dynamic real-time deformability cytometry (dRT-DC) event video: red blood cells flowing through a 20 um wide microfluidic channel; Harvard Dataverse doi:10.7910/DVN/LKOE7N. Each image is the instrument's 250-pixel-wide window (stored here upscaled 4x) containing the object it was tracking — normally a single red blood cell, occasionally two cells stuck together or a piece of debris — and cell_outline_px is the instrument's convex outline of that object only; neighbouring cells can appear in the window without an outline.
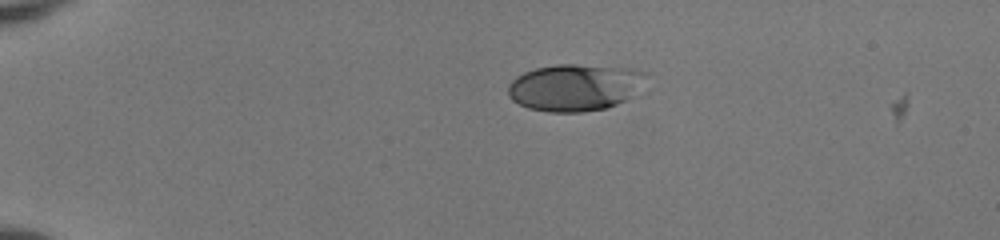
{"species": "human", "species_latin": "Homo sapiens", "temperature_condition": "room temperature", "stored_images_in_passage": 40, "camera_frame_rate_fps": 3000, "um_per_image_px": 0.085, "donor": {"sex": "female"}, "frame": {"image": 1, "passage_image": 1, "time_ms": 0.0, "image_size_px": [1000, 240], "cell_outline_px": [[648, 72], [632, 96], [616, 104], [604, 108], [584, 112], [548, 112], [528, 108], [512, 100], [508, 96], [508, 84], [516, 76], [524, 72], [536, 68], [556, 64], [576, 64], [636, 68]], "centroid_in_image_um": [48.83, 7.41], "position_along_channel_um": 36.2, "area_um2": 37.8}}
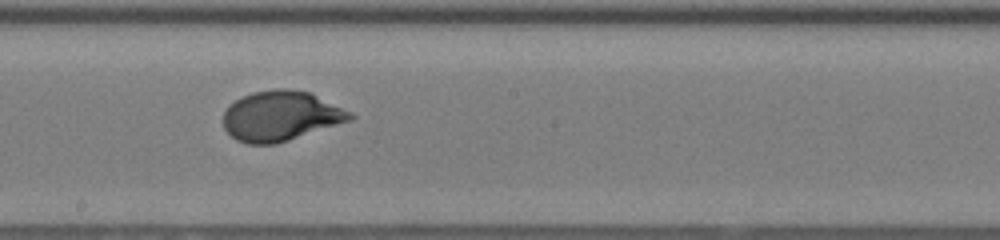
{"frame": {"image": 2, "passage_image": 20, "time_ms": 6.333, "image_size_px": [1000, 240], "cell_outline_px": [[356, 116], [352, 120], [276, 144], [248, 144], [236, 140], [224, 128], [224, 112], [236, 100], [252, 92], [272, 88], [288, 88], [308, 92], [352, 112]], "centroid_in_image_um": [23.88, 9.86], "position_along_channel_um": 224.3, "area_um2": 36.76}}
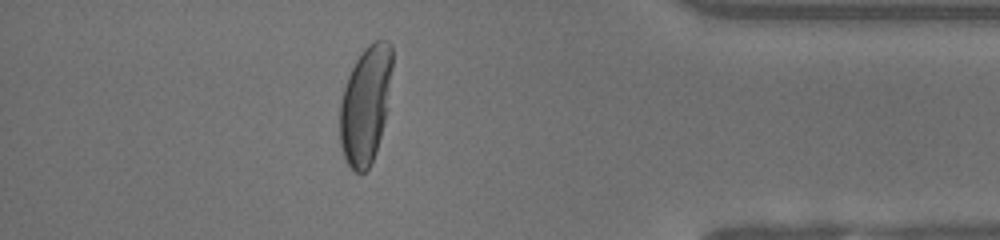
{"frame": {"image": 3, "passage_image": 35, "time_ms": 11.333, "image_size_px": [1000, 240], "cell_outline_px": [[392, 68], [388, 108], [376, 152], [368, 168], [364, 172], [356, 172], [348, 164], [344, 156], [340, 144], [340, 104], [344, 88], [348, 76], [356, 60], [364, 48], [368, 44], [376, 40], [388, 40], [392, 44]], "centroid_in_image_um": [31.09, 8.87], "position_along_channel_um": 404.1, "area_um2": 35.95}, "authors_computed_cell_mechanics": {"area_um2": 36.6163, "velocity_mm_per_s": 4.1012, "shape_relaxation_time_tau1_ms": 3.3324, "shape_relaxation_time_tau2_ms": null, "deformation_change_tau1": 0.2161, "deformation_change_tau2": null}}